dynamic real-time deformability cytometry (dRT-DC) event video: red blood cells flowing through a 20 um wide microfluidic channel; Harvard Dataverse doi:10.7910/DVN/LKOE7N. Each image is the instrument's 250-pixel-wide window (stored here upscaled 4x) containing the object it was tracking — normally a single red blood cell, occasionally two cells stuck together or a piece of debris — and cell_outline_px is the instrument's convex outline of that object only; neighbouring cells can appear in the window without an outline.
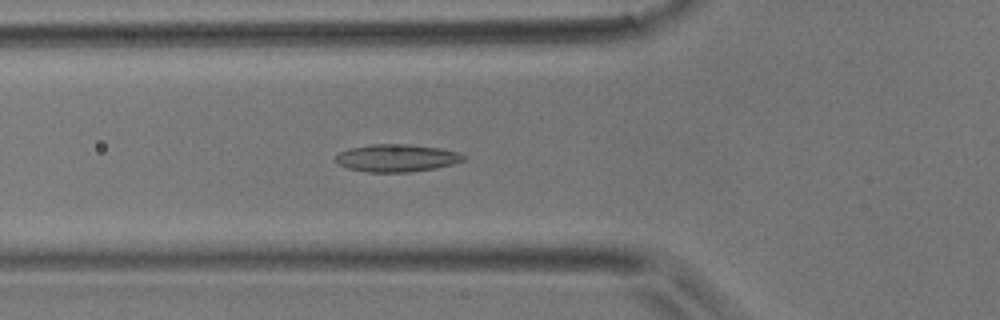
{"species": "common noctule bat (a hibernating species)", "species_latin": "Nyctalus noctula", "temperature_condition": "room temperature", "stored_images_in_passage": 46, "camera_frame_rate_fps": 3000, "um_per_image_px": 0.085, "animal": {"sex": "male", "body_mass_g": 17.9}, "frame": {"image": 1, "passage_image": 16, "time_ms": 5.0, "image_size_px": [1000, 320], "cell_outline_px": [[464, 160], [452, 164], [436, 168], [412, 172], [368, 172], [348, 168], [336, 164], [332, 160], [340, 152], [348, 148], [372, 144], [408, 144], [440, 148], [460, 152], [464, 156]], "centroid_in_image_um": [33.68, 13.43], "position_along_channel_um": 92.1, "area_um2": 20.69}}
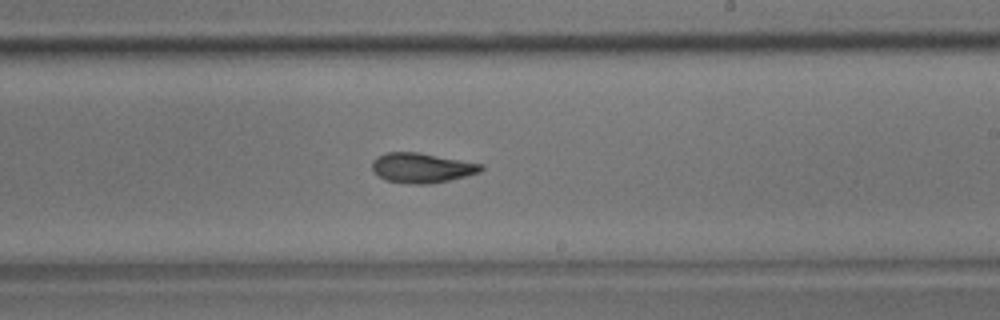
{"frame": {"image": 2, "passage_image": 27, "time_ms": 8.667, "image_size_px": [1000, 320], "cell_outline_px": [[484, 168], [480, 172], [448, 180], [428, 184], [412, 184], [384, 180], [372, 172], [372, 160], [376, 156], [388, 152], [416, 152], [484, 164]], "centroid_in_image_um": [35.8, 14.27], "position_along_channel_um": 253.2, "area_um2": 18.96}}
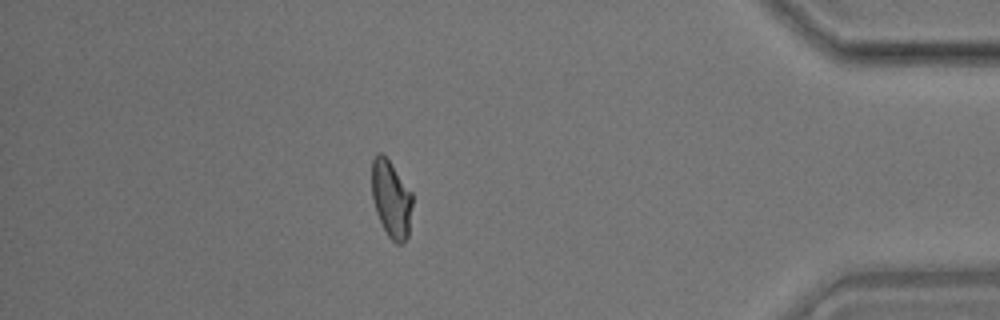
{"frame": {"image": 3, "passage_image": 40, "time_ms": 13.0, "image_size_px": [1000, 320], "cell_outline_px": [[412, 204], [408, 236], [400, 244], [396, 244], [388, 236], [376, 212], [372, 196], [372, 160], [376, 152], [380, 152], [388, 160], [412, 192]], "centroid_in_image_um": [33.25, 16.91], "position_along_channel_um": 402.0, "area_um2": 18.03}}